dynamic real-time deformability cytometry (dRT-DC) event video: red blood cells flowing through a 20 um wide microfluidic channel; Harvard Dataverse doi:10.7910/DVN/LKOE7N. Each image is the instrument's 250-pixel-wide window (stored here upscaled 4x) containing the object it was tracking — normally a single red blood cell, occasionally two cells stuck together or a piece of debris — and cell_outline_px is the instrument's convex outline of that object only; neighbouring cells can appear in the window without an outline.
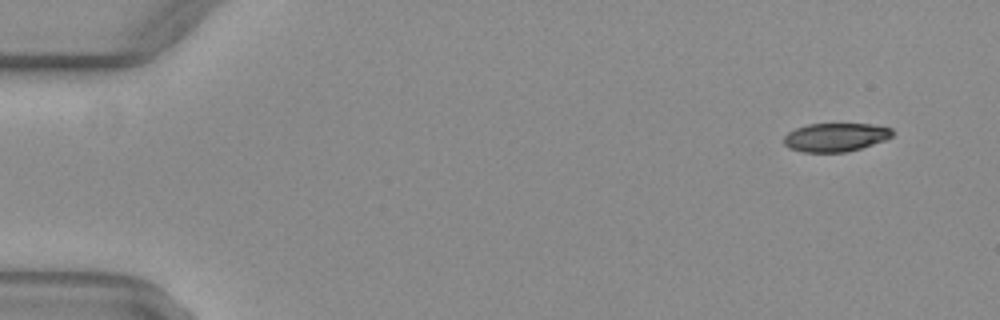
{"species": "common noctule bat (a hibernating species)", "species_latin": "Nyctalus noctula", "temperature_condition": "warm", "stored_images_in_passage": 51, "camera_frame_rate_fps": 3000, "um_per_image_px": 0.085, "animal": {"sex": "female", "body_mass_g": 29.2, "forearm_length_mm": 56.3}, "frame": {"image": 1, "passage_image": 4, "time_ms": 1.0, "image_size_px": [1000, 320], "cell_outline_px": [[892, 136], [884, 140], [848, 152], [804, 152], [788, 148], [784, 144], [784, 136], [788, 132], [796, 128], [808, 124], [872, 124], [892, 128]], "centroid_in_image_um": [70.99, 11.66], "position_along_channel_um": 14.0, "area_um2": 17.98}}
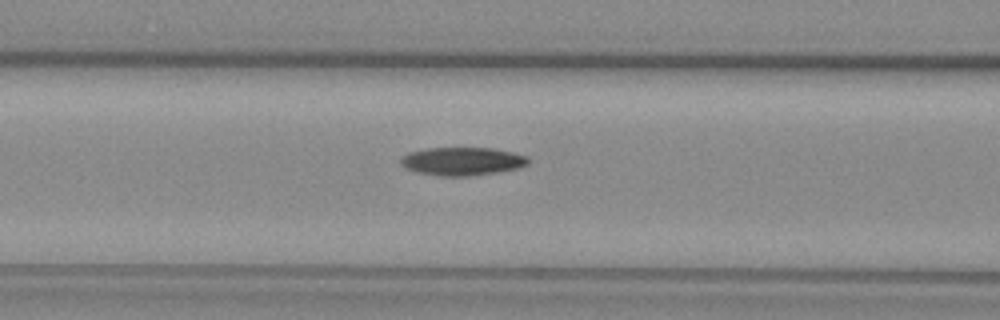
{"frame": {"image": 2, "passage_image": 22, "time_ms": 7.0, "image_size_px": [1000, 320], "cell_outline_px": [[528, 164], [516, 168], [496, 172], [468, 176], [440, 176], [416, 172], [400, 164], [400, 156], [408, 152], [424, 148], [492, 148], [512, 152], [528, 156]], "centroid_in_image_um": [39.24, 13.7], "position_along_channel_um": 127.4, "area_um2": 20.92}}
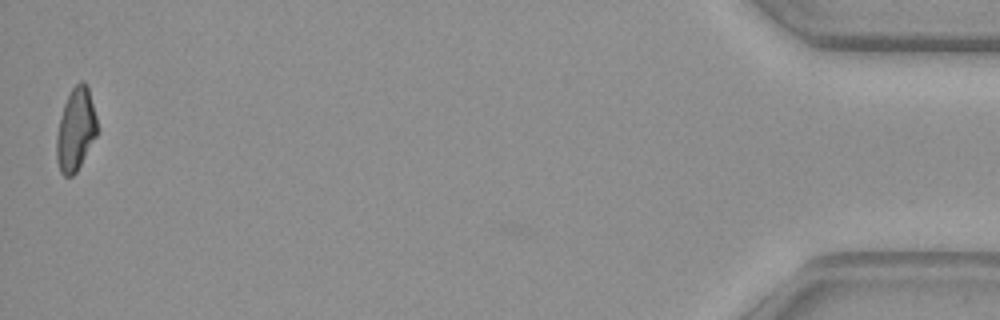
{"frame": {"image": 3, "passage_image": 51, "time_ms": 16.667, "image_size_px": [1000, 320], "cell_outline_px": [[96, 136], [76, 172], [72, 176], [64, 176], [60, 172], [56, 160], [56, 136], [64, 104], [72, 88], [80, 80], [84, 80], [88, 84], [96, 116]], "centroid_in_image_um": [6.43, 10.99], "position_along_channel_um": 428.8, "area_um2": 19.48}, "authors_computed_cell_mechanics": {"area_um2": 20.3456, "velocity_mm_per_s": 4.098, "shape_relaxation_time_tau1_ms": 8.7307, "shape_relaxation_time_tau2_ms": null, "deformation_change_tau1": 0.2187, "deformation_change_tau2": null}}